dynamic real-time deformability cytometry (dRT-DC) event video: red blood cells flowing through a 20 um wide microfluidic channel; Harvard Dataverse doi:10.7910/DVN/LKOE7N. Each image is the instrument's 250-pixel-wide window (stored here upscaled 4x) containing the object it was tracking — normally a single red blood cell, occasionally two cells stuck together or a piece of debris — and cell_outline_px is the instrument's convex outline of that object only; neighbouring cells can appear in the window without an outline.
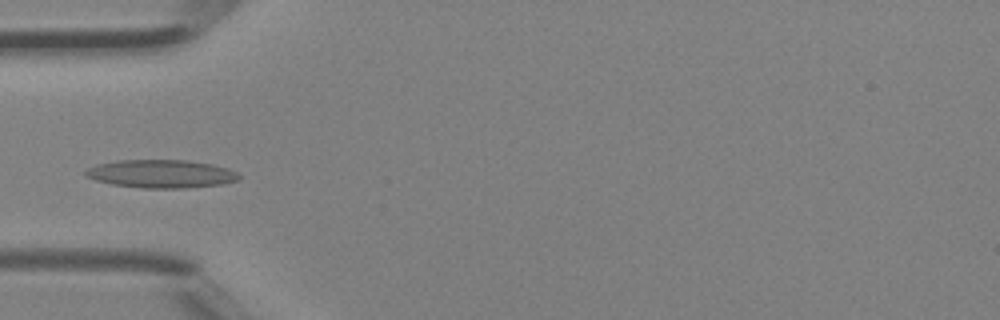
{"species": "Egyptian fruit bat (a non-hibernating species)", "species_latin": "Rousettus aegyptiacus", "temperature_condition": "room temperature", "stored_images_in_passage": 4, "camera_frame_rate_fps": 3000, "um_per_image_px": 0.085, "animal": {"sex": "female"}, "frame": {"image": 1, "passage_image": 4, "time_ms": 1.0, "image_size_px": [1000, 320], "cell_outline_px": [[240, 180], [220, 184], [180, 188], [144, 188], [112, 184], [96, 180], [84, 176], [84, 172], [88, 168], [96, 164], [116, 160], [188, 160], [212, 164], [228, 168], [236, 172], [240, 176]], "centroid_in_image_um": [13.68, 14.76], "position_along_channel_um": 71.3, "area_um2": 25.14}}